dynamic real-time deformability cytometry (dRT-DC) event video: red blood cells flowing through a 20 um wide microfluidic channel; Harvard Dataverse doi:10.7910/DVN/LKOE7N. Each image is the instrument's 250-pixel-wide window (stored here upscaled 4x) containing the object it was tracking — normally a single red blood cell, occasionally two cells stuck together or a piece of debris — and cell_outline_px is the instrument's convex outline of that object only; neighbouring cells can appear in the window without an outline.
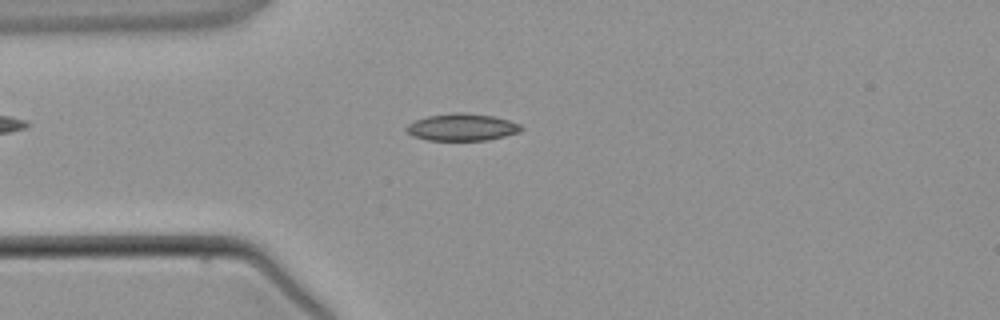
{"species": "common noctule bat (a hibernating species)", "species_latin": "Nyctalus noctula", "temperature_condition": "warm", "stored_images_in_passage": 3, "camera_frame_rate_fps": 3000, "um_per_image_px": 0.085, "animal": {"sex": "male", "body_mass_g": 21.5, "forearm_length_mm": 52.0}, "frame": {"image": 1, "passage_image": 3, "time_ms": 3.333, "image_size_px": [1000, 320], "cell_outline_px": [[524, 128], [520, 132], [488, 140], [428, 140], [412, 136], [404, 128], [408, 124], [416, 120], [428, 116], [456, 112], [460, 112], [496, 116], [520, 124]], "centroid_in_image_um": [39.29, 10.81], "position_along_channel_um": 45.7, "area_um2": 18.15}}